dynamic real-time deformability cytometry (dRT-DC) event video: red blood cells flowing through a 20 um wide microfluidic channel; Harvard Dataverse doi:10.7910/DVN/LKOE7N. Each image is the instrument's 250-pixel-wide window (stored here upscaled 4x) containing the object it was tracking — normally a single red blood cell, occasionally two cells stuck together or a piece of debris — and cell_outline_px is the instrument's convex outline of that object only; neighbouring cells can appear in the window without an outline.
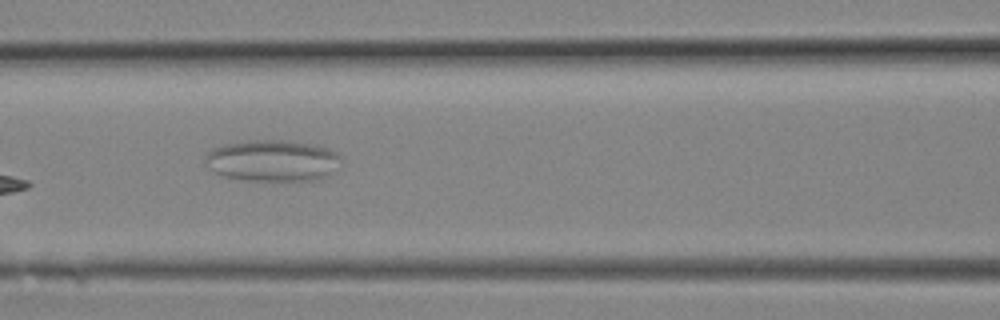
{"species": "Egyptian fruit bat (a non-hibernating species)", "species_latin": "Rousettus aegyptiacus", "temperature_condition": "room temperature", "stored_images_in_passage": 11, "camera_frame_rate_fps": 3000, "um_per_image_px": 0.085, "animal": {"sex": "female"}, "frame": {"image": 1, "passage_image": 10, "time_ms": 3.0, "image_size_px": [1000, 320], "cell_outline_px": [[340, 160], [328, 176], [320, 180], [252, 180], [224, 176], [208, 168], [204, 160], [208, 152], [212, 148], [228, 144], [248, 140], [288, 140], [316, 144], [328, 148], [336, 152], [340, 156]], "centroid_in_image_um": [23.18, 13.64], "position_along_channel_um": 143.4, "area_um2": 32.71}}